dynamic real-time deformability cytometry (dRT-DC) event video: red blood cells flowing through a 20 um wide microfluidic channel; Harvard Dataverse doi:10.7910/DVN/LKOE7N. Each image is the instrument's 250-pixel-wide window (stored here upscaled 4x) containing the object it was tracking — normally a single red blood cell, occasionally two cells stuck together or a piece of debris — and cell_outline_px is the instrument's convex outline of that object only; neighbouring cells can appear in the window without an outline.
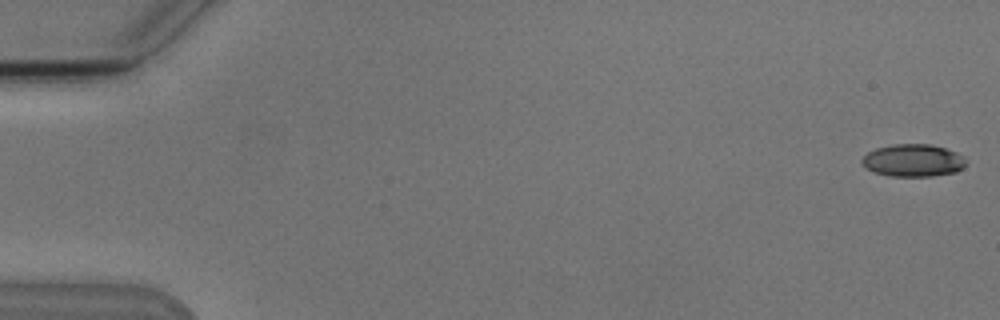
{"species": "Egyptian fruit bat (a non-hibernating species)", "species_latin": "Rousettus aegyptiacus", "temperature_condition": "cold", "stored_images_in_passage": 9, "camera_frame_rate_fps": 3000, "um_per_image_px": 0.085, "animal": {"sex": "male"}, "frame": {"image": 1, "passage_image": 1, "time_ms": 0.0, "image_size_px": [1000, 320], "cell_outline_px": [[964, 168], [956, 172], [932, 176], [888, 176], [872, 172], [860, 160], [868, 152], [876, 148], [892, 144], [932, 144], [956, 152], [964, 156]], "centroid_in_image_um": [77.61, 13.64], "position_along_channel_um": 7.4, "area_um2": 19.71}}
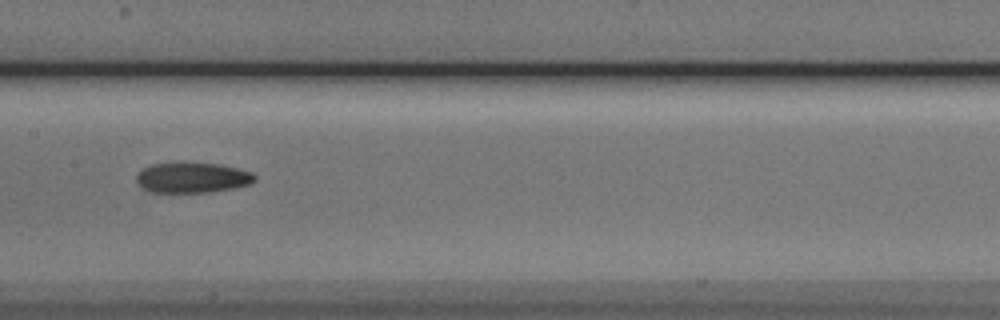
{"frame": {"image": 2, "passage_image": 8, "time_ms": 9.0, "image_size_px": [1000, 320], "cell_outline_px": [[256, 180], [252, 184], [232, 188], [208, 192], [148, 192], [136, 180], [136, 176], [144, 168], [152, 164], [180, 160], [220, 164], [252, 172], [256, 176]], "centroid_in_image_um": [16.36, 15.06], "position_along_channel_um": 191.0, "area_um2": 21.44}}
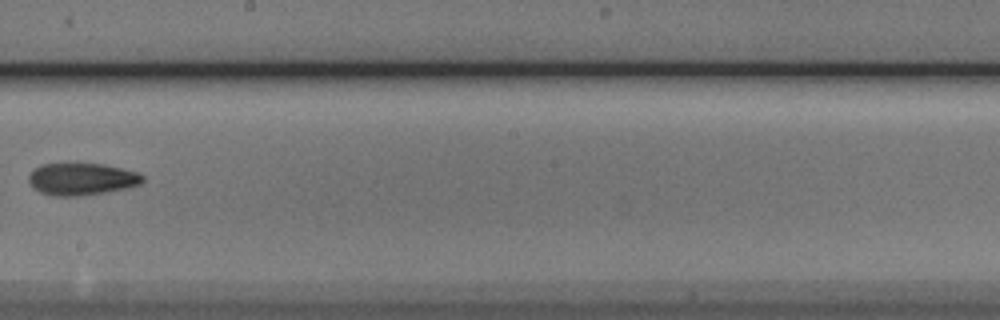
{"frame": {"image": 3, "passage_image": 9, "time_ms": 10.333, "image_size_px": [1000, 320], "cell_outline_px": [[144, 180], [140, 184], [128, 188], [104, 192], [72, 196], [56, 196], [40, 192], [32, 188], [28, 180], [28, 176], [32, 168], [40, 164], [76, 160], [104, 164], [124, 168], [140, 172], [144, 176]], "centroid_in_image_um": [6.91, 15.15], "position_along_channel_um": 241.3, "area_um2": 22.43}}